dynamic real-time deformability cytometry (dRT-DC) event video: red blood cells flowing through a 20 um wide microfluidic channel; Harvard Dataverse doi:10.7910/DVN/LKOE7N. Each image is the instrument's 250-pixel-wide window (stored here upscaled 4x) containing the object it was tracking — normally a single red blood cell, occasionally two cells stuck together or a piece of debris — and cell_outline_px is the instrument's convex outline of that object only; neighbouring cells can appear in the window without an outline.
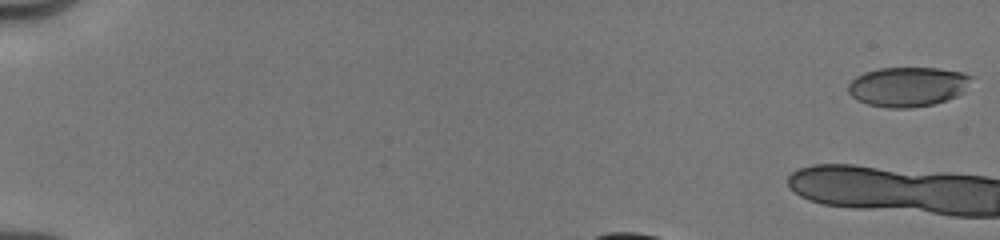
{"species": "human", "species_latin": "Homo sapiens", "temperature_condition": "cold", "stored_images_in_passage": 15, "camera_frame_rate_fps": 3000, "um_per_image_px": 0.085, "donor": {"sex": "male"}, "frame": {"image": 1, "passage_image": 1, "time_ms": 0.0, "image_size_px": [1000, 240], "cell_outline_px": [[972, 76], [964, 92], [956, 96], [932, 104], [912, 108], [888, 108], [868, 104], [856, 100], [848, 92], [848, 84], [856, 76], [864, 72], [880, 68], [940, 68], [964, 72]], "centroid_in_image_um": [77.14, 7.36], "position_along_channel_um": 7.9, "area_um2": 28.5}}